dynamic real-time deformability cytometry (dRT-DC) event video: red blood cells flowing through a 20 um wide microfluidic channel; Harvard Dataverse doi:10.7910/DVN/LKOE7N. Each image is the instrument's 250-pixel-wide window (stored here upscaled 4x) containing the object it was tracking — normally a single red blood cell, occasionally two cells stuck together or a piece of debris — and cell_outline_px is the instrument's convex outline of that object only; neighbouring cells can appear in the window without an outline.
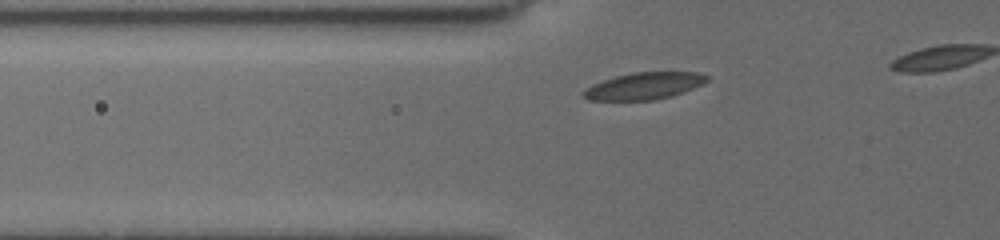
{"species": "common noctule bat (a hibernating species)", "species_latin": "Nyctalus noctula", "temperature_condition": "cold", "stored_images_in_passage": 13, "camera_frame_rate_fps": 3000, "um_per_image_px": 0.085, "animal": {"sex": "female", "body_mass_g": 19.5, "forearm_length_mm": 54.1}, "frame": {"image": 1, "passage_image": 6, "time_ms": 1.667, "image_size_px": [1000, 240], "cell_outline_px": [[708, 80], [684, 92], [672, 96], [652, 100], [588, 100], [580, 92], [592, 84], [616, 76], [632, 72], [700, 72], [708, 76]], "centroid_in_image_um": [54.73, 7.3], "position_along_channel_um": 71.1, "area_um2": 19.31}}
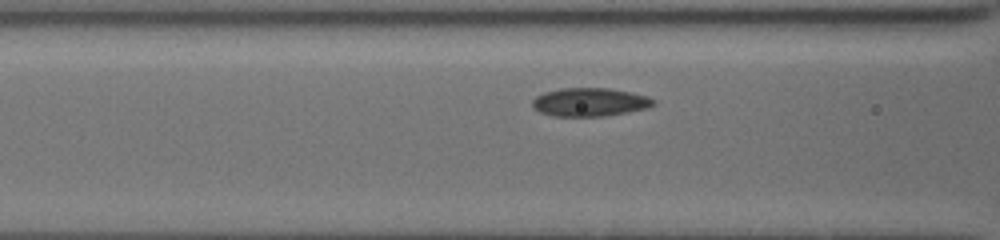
{"frame": {"image": 2, "passage_image": 10, "time_ms": 3.0, "image_size_px": [1000, 240], "cell_outline_px": [[656, 104], [648, 108], [628, 112], [604, 116], [552, 116], [540, 112], [532, 108], [532, 100], [536, 96], [544, 92], [560, 88], [608, 88], [648, 96], [656, 100]], "centroid_in_image_um": [50.12, 8.68], "position_along_channel_um": 116.5, "area_um2": 20.17}}